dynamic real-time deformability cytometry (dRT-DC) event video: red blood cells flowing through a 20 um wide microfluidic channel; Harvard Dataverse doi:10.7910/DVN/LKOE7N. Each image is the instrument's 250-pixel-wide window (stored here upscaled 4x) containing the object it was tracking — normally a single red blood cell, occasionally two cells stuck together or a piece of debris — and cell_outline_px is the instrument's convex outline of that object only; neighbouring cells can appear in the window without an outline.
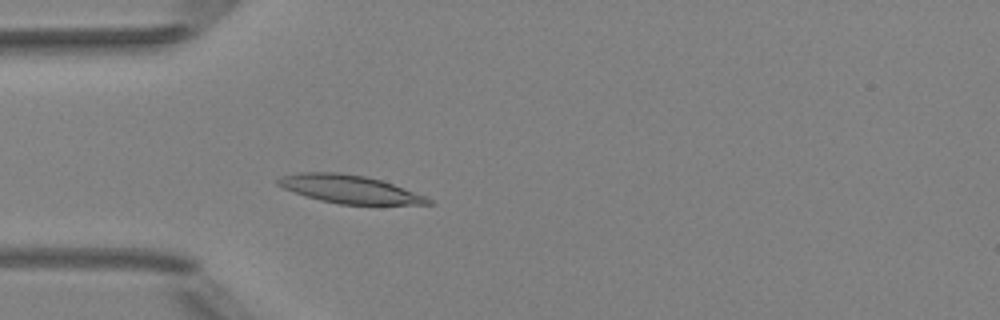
{"species": "Egyptian fruit bat (a non-hibernating species)", "species_latin": "Rousettus aegyptiacus", "temperature_condition": "room temperature", "stored_images_in_passage": 5, "camera_frame_rate_fps": 3000, "um_per_image_px": 0.085, "animal": {"sex": "female"}, "frame": {"image": 1, "passage_image": 5, "time_ms": 5.0, "image_size_px": [1000, 320], "cell_outline_px": [[436, 204], [340, 204], [320, 200], [284, 188], [276, 184], [276, 180], [280, 176], [300, 172], [340, 172], [364, 176], [380, 180], [392, 184], [424, 196], [432, 200]], "centroid_in_image_um": [29.67, 16.07], "position_along_channel_um": 55.3, "area_um2": 24.16}}